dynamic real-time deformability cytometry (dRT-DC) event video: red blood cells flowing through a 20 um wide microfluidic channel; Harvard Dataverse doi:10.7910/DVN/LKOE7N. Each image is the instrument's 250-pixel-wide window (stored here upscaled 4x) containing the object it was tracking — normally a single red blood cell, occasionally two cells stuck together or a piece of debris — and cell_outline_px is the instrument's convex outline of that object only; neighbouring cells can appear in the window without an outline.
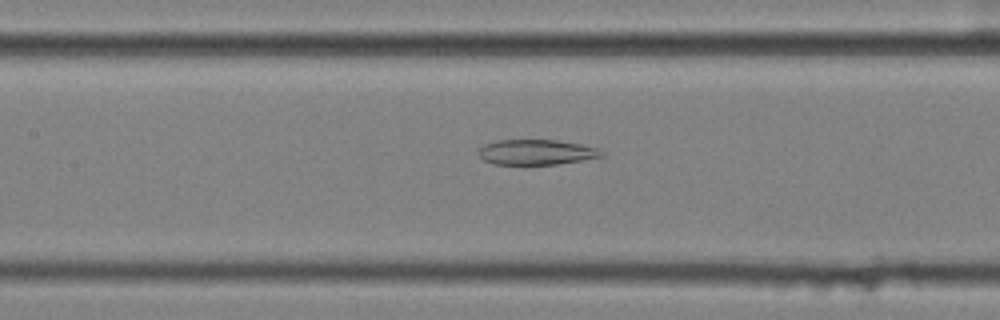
{"species": "common noctule bat (a hibernating species)", "species_latin": "Nyctalus noctula", "temperature_condition": "cold", "stored_images_in_passage": 57, "segment_of_instrument_passage": [2, 2], "camera_frame_rate_fps": 3000, "um_per_image_px": 0.085, "animal": {"sex": "female", "body_mass_g": 25.1}, "frame": {"image": 1, "passage_image": 27, "time_ms": 8.667, "image_size_px": [1000, 320], "cell_outline_px": [[604, 156], [584, 160], [556, 164], [496, 164], [484, 160], [476, 152], [484, 144], [496, 140], [556, 140], [580, 144], [600, 148], [604, 152]], "centroid_in_image_um": [45.61, 12.93], "position_along_channel_um": 161.8, "area_um2": 18.15}}
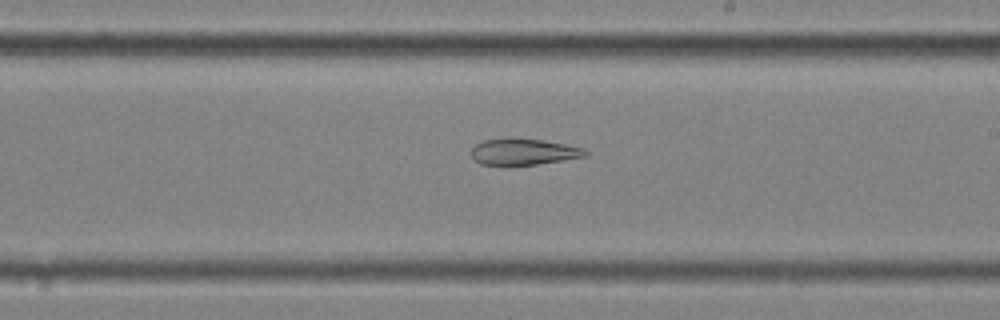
{"frame": {"image": 2, "passage_image": 34, "time_ms": 11.0, "image_size_px": [1000, 320], "cell_outline_px": [[588, 156], [536, 164], [480, 164], [472, 156], [472, 148], [476, 144], [484, 140], [504, 136], [508, 136], [544, 140], [584, 148], [588, 152]], "centroid_in_image_um": [44.5, 12.86], "position_along_channel_um": 244.5, "area_um2": 17.57}}
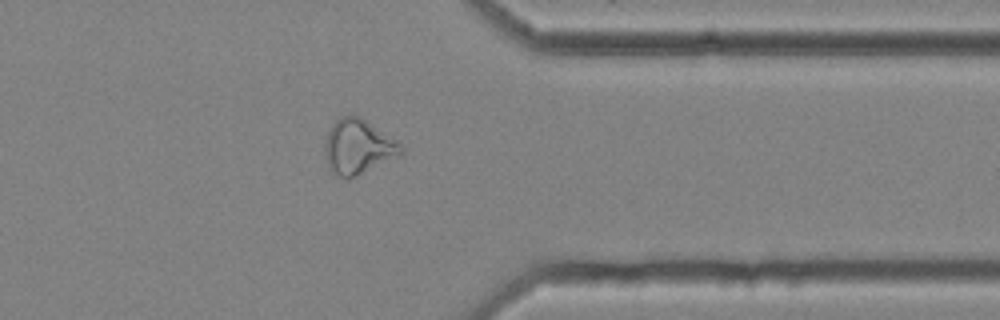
{"frame": {"image": 3, "passage_image": 46, "time_ms": 15.0, "image_size_px": [1000, 320], "cell_outline_px": [[404, 152], [400, 156], [348, 180], [332, 172], [328, 168], [324, 148], [324, 144], [328, 132], [332, 124], [340, 116], [360, 116], [396, 140], [404, 148]], "centroid_in_image_um": [30.44, 12.5], "position_along_channel_um": 381.0, "area_um2": 24.39}}